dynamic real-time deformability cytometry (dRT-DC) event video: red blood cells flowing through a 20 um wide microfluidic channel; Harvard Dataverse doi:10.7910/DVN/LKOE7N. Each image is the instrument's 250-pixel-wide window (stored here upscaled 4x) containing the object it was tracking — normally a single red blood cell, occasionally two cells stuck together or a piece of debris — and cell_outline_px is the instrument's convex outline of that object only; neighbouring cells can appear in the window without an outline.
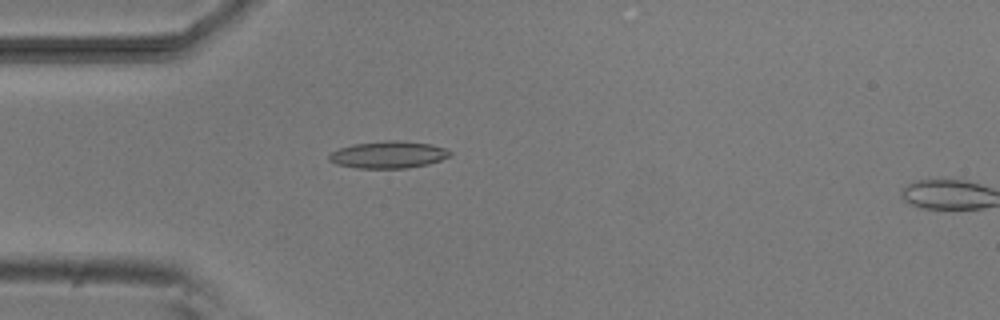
{"species": "common noctule bat (a hibernating species)", "species_latin": "Nyctalus noctula", "temperature_condition": "room temperature", "stored_images_in_passage": 3, "camera_frame_rate_fps": 3000, "um_per_image_px": 0.085, "animal": {"sex": "male", "body_mass_g": 20.5, "forearm_length_mm": 52.5}, "frame": {"image": 1, "passage_image": 1, "time_ms": 0.0, "image_size_px": [1000, 320], "cell_outline_px": [[452, 152], [448, 156], [440, 160], [428, 164], [408, 168], [356, 168], [336, 164], [328, 160], [328, 156], [332, 152], [340, 148], [352, 144], [388, 140], [400, 140], [432, 144], [444, 148]], "centroid_in_image_um": [32.99, 13.14], "position_along_channel_um": 52.0, "area_um2": 19.07}}